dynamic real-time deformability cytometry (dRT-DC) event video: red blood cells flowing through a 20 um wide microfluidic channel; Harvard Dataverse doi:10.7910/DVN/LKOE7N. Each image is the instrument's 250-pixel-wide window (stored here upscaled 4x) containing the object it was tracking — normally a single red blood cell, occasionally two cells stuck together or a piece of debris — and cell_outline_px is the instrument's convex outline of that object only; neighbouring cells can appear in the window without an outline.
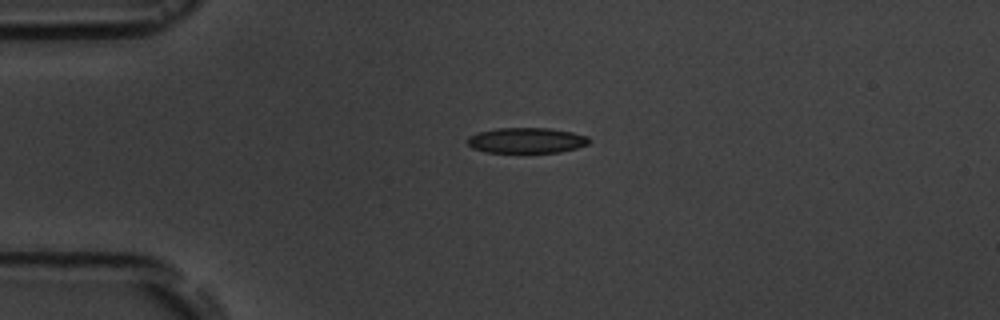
{"species": "common noctule bat (a hibernating species)", "species_latin": "Nyctalus noctula", "temperature_condition": "room temperature", "stored_images_in_passage": 1, "camera_frame_rate_fps": 3000, "um_per_image_px": 0.085, "animal": {"sex": "male", "body_mass_g": 19.5, "forearm_length_mm": 54.6}, "frame": {"image": 1, "passage_image": 1, "time_ms": 0.0, "image_size_px": [1000, 320], "cell_outline_px": [[592, 140], [588, 144], [576, 148], [560, 152], [484, 152], [472, 148], [468, 144], [468, 136], [480, 132], [496, 128], [548, 128], [572, 132], [588, 136]], "centroid_in_image_um": [44.77, 11.93], "position_along_channel_um": 40.2, "area_um2": 18.03}}